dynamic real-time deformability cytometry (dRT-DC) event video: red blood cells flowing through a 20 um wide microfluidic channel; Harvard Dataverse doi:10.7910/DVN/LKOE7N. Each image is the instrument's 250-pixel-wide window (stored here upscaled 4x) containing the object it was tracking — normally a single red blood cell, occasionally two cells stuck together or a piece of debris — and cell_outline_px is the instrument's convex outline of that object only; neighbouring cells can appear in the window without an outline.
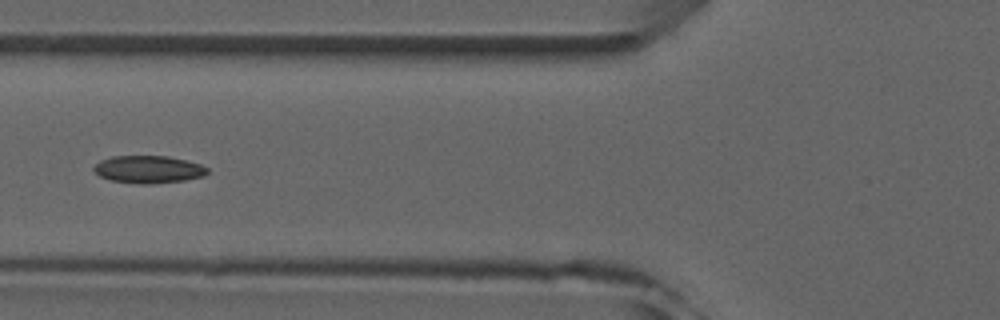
{"species": "common noctule bat (a hibernating species)", "species_latin": "Nyctalus noctula", "temperature_condition": "room temperature", "stored_images_in_passage": 6, "camera_frame_rate_fps": 3000, "um_per_image_px": 0.085, "animal": {"sex": "male", "forearm_length_mm": 52.5}, "frame": {"image": 1, "passage_image": 6, "time_ms": 5.667, "image_size_px": [1000, 320], "cell_outline_px": [[208, 172], [204, 176], [184, 180], [148, 184], [140, 184], [112, 180], [100, 176], [92, 168], [100, 160], [112, 156], [168, 156], [200, 164], [208, 168]], "centroid_in_image_um": [12.61, 14.39], "position_along_channel_um": 113.2, "area_um2": 18.03}}